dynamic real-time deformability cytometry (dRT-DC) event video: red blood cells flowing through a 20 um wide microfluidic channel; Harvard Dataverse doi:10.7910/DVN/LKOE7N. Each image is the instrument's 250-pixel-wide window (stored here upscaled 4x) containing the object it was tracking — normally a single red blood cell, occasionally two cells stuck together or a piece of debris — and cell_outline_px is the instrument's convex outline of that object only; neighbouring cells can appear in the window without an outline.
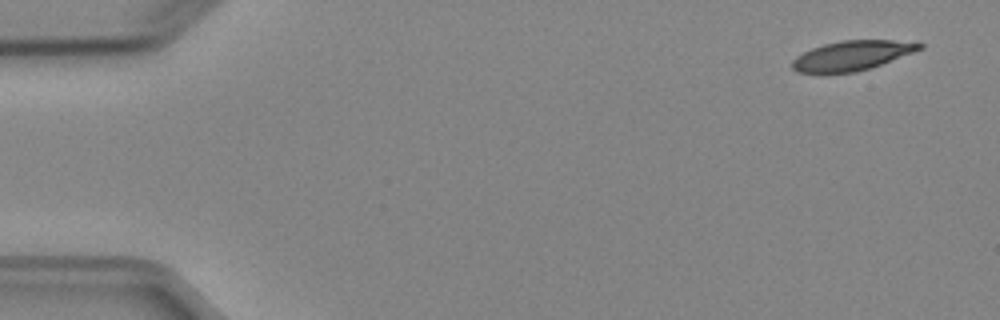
{"species": "Egyptian fruit bat (a non-hibernating species)", "species_latin": "Rousettus aegyptiacus", "temperature_condition": "cold", "stored_images_in_passage": 9, "camera_frame_rate_fps": 3000, "um_per_image_px": 0.085, "animal": {"sex": "female"}, "frame": {"image": 1, "passage_image": 1, "time_ms": 0.0, "image_size_px": [1000, 320], "cell_outline_px": [[924, 48], [872, 68], [856, 72], [820, 76], [796, 72], [792, 68], [792, 60], [796, 56], [812, 48], [824, 44], [840, 40], [916, 40], [924, 44]], "centroid_in_image_um": [72.41, 4.76], "position_along_channel_um": 12.6, "area_um2": 23.06}}